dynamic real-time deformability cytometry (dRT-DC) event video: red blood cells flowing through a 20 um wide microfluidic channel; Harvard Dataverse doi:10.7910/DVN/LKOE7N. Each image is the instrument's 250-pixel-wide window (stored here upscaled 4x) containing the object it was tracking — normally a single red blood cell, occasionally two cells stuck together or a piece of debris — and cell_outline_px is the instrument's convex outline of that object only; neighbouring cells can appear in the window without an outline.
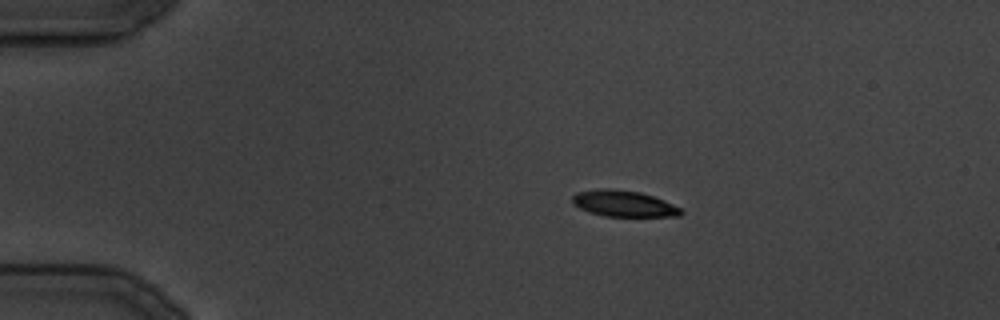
{"species": "common noctule bat (a hibernating species)", "species_latin": "Nyctalus noctula", "temperature_condition": "cold", "stored_images_in_passage": 34, "camera_frame_rate_fps": 3000, "um_per_image_px": 0.085, "animal": {"sex": "male", "body_mass_g": 19.5, "forearm_length_mm": 54.6}, "frame": {"image": 1, "passage_image": 6, "time_ms": 5.667, "image_size_px": [1000, 320], "cell_outline_px": [[684, 212], [680, 216], [604, 216], [588, 212], [572, 204], [572, 196], [576, 192], [600, 188], [612, 188], [640, 192], [664, 200], [680, 208]], "centroid_in_image_um": [52.98, 17.3], "position_along_channel_um": 32.0, "area_um2": 16.65}}
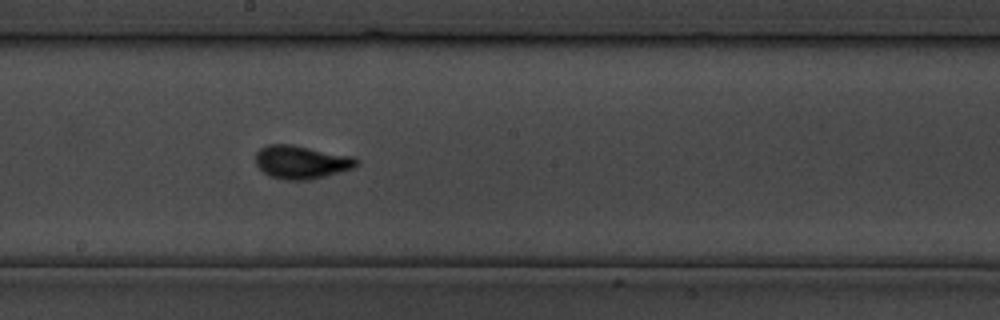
{"frame": {"image": 2, "passage_image": 18, "time_ms": 21.333, "image_size_px": [1000, 320], "cell_outline_px": [[360, 160], [352, 168], [324, 176], [308, 180], [284, 180], [268, 176], [256, 164], [256, 152], [260, 148], [268, 144], [292, 144], [352, 156]], "centroid_in_image_um": [25.58, 13.77], "position_along_channel_um": 222.6, "area_um2": 19.48}}
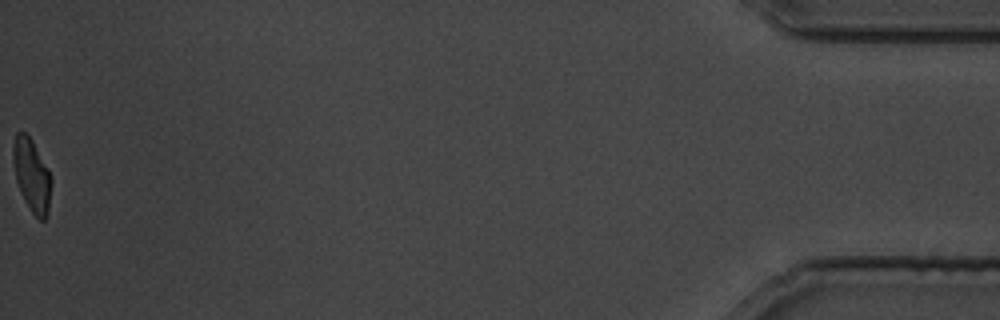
{"frame": {"image": 3, "passage_image": 34, "time_ms": 40.333, "image_size_px": [1000, 320], "cell_outline_px": [[52, 184], [48, 216], [44, 220], [40, 220], [32, 212], [24, 200], [20, 192], [16, 180], [12, 160], [12, 148], [16, 132], [24, 132], [32, 140], [48, 168], [52, 180]], "centroid_in_image_um": [2.7, 14.91], "position_along_channel_um": 432.5, "area_um2": 16.42}}